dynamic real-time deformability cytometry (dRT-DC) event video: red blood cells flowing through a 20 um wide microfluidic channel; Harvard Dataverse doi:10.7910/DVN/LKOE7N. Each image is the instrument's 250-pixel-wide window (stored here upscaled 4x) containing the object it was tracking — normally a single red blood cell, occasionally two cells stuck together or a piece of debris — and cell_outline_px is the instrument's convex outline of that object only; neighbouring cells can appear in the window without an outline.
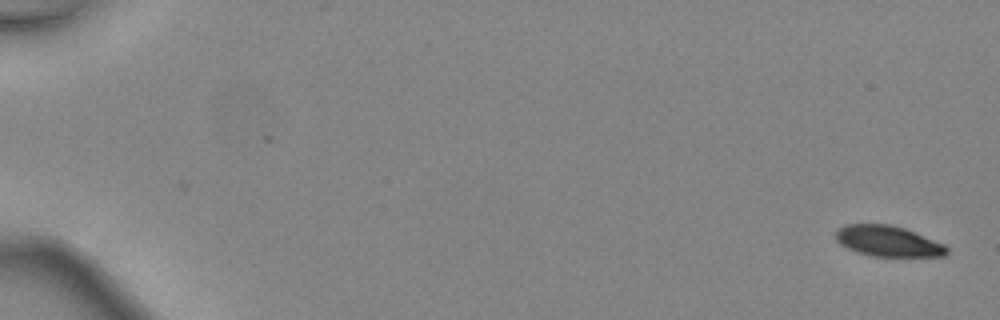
{"species": "common noctule bat (a hibernating species)", "species_latin": "Nyctalus noctula", "temperature_condition": "warm", "stored_images_in_passage": 47, "camera_frame_rate_fps": 3000, "um_per_image_px": 0.085, "animal": {"sex": "female", "body_mass_g": 24.6, "forearm_length_mm": 56.2}, "frame": {"image": 1, "passage_image": 1, "time_ms": 0.0, "image_size_px": [1000, 320], "cell_outline_px": [[948, 252], [944, 256], [872, 256], [848, 248], [840, 244], [836, 240], [836, 228], [844, 224], [892, 224], [904, 228], [944, 244], [948, 248]], "centroid_in_image_um": [75.46, 20.48], "position_along_channel_um": 9.5, "area_um2": 19.77}}
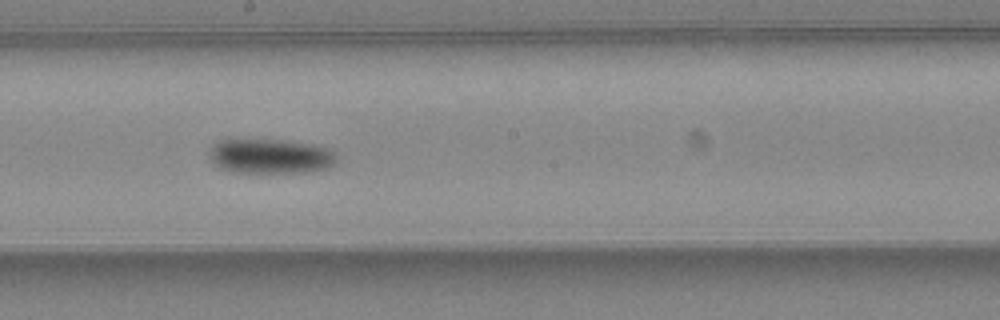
{"frame": {"image": 2, "passage_image": 28, "time_ms": 9.0, "image_size_px": [1000, 320], "cell_outline_px": [[336, 160], [328, 168], [304, 172], [236, 172], [216, 168], [208, 156], [208, 152], [212, 144], [228, 136], [288, 140], [312, 144], [332, 148], [336, 152]], "centroid_in_image_um": [22.89, 13.22], "position_along_channel_um": 225.3, "area_um2": 27.05}}
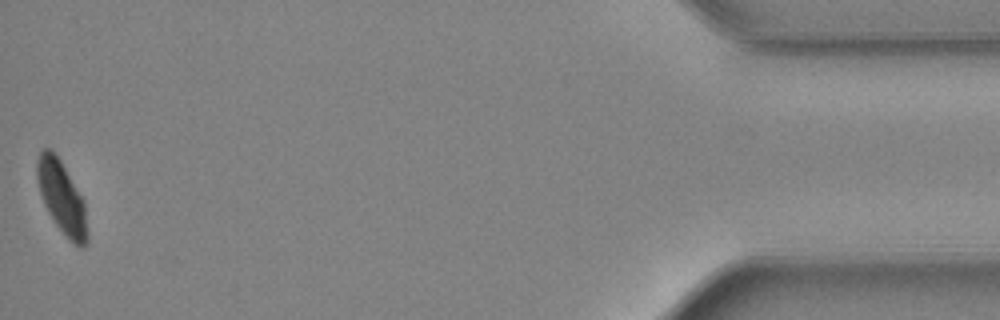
{"frame": {"image": 3, "passage_image": 47, "time_ms": 15.333, "image_size_px": [1000, 320], "cell_outline_px": [[88, 240], [84, 248], [80, 248], [72, 244], [56, 224], [48, 212], [44, 204], [40, 192], [36, 176], [36, 160], [40, 152], [44, 148], [52, 148], [60, 160], [84, 200], [88, 232]], "centroid_in_image_um": [5.26, 16.81], "position_along_channel_um": 429.9, "area_um2": 21.39}, "authors_computed_cell_mechanics": {"area_um2": 23.409, "velocity_mm_per_s": 4.5202, "shape_relaxation_time_tau1_ms": 2.417, "shape_relaxation_time_tau2_ms": null, "deformation_change_tau1": 0.1156, "deformation_change_tau2": null}}